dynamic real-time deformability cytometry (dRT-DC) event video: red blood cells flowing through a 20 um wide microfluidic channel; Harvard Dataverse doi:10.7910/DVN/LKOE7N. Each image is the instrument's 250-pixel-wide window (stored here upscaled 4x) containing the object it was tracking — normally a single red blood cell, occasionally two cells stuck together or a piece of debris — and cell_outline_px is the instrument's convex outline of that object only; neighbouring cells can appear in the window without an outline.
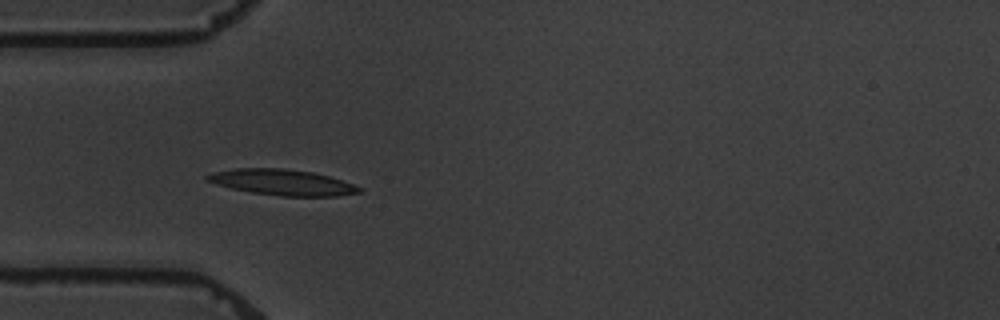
{"species": "common noctule bat (a hibernating species)", "species_latin": "Nyctalus noctula", "temperature_condition": "warm", "stored_images_in_passage": 5, "camera_frame_rate_fps": 3000, "um_per_image_px": 0.085, "animal": {"sex": "male", "body_mass_g": 19.5, "forearm_length_mm": 54.6}, "frame": {"image": 1, "passage_image": 4, "time_ms": 4.333, "image_size_px": [1000, 320], "cell_outline_px": [[364, 188], [360, 192], [336, 196], [280, 196], [252, 192], [232, 188], [216, 184], [204, 180], [204, 176], [212, 172], [236, 168], [284, 168], [312, 172], [328, 176]], "centroid_in_image_um": [23.95, 15.49], "position_along_channel_um": 61.0, "area_um2": 22.77}}
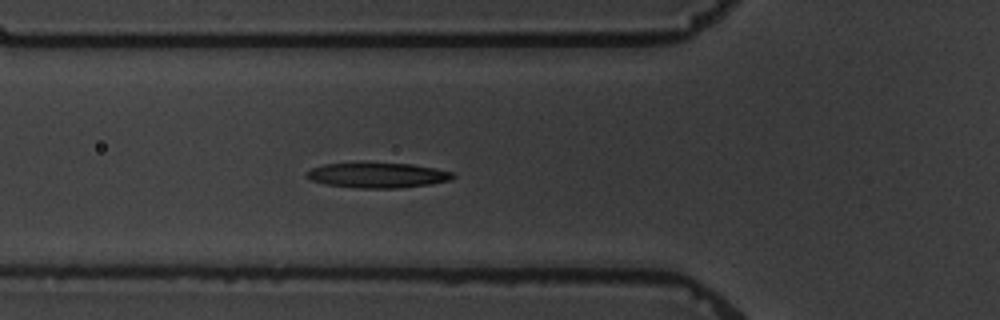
{"frame": {"image": 2, "passage_image": 5, "time_ms": 5.333, "image_size_px": [1000, 320], "cell_outline_px": [[456, 176], [452, 180], [432, 184], [400, 188], [360, 188], [324, 184], [312, 180], [304, 176], [312, 168], [324, 164], [412, 164], [436, 168], [456, 172]], "centroid_in_image_um": [32.19, 14.91], "position_along_channel_um": 93.6, "area_um2": 21.27}}